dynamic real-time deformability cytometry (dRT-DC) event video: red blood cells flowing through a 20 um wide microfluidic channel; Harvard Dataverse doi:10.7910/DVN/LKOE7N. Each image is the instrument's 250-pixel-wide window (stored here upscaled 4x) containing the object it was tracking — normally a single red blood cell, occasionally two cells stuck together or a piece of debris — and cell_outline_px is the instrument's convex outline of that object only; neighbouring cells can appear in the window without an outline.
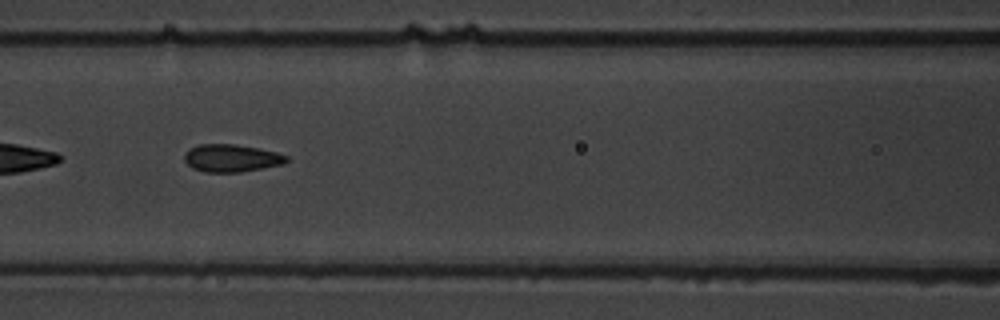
{"species": "common noctule bat (a hibernating species)", "species_latin": "Nyctalus noctula", "temperature_condition": "warm", "stored_images_in_passage": 15, "camera_frame_rate_fps": 3000, "um_per_image_px": 0.085, "animal": {"sex": "male", "body_mass_g": 19.5, "forearm_length_mm": 54.6}, "frame": {"image": 1, "passage_image": 7, "time_ms": 8.0, "image_size_px": [1000, 320], "cell_outline_px": [[288, 160], [284, 164], [240, 172], [204, 172], [192, 168], [184, 160], [184, 156], [188, 148], [200, 144], [232, 144], [256, 148], [276, 152], [288, 156]], "centroid_in_image_um": [19.65, 13.44], "position_along_channel_um": 147.0, "area_um2": 16.36}}
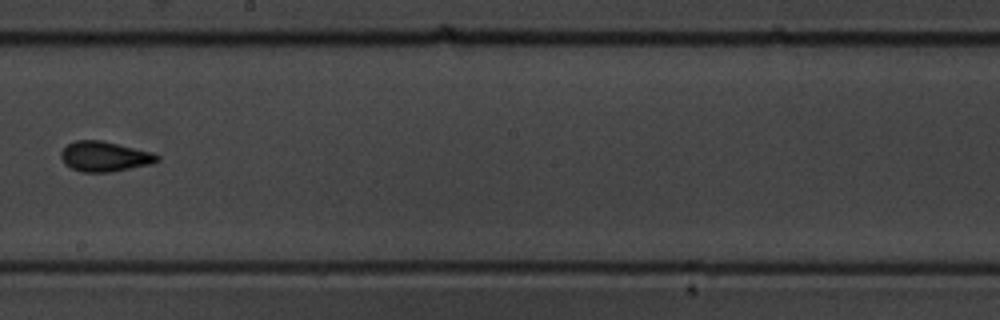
{"frame": {"image": 2, "passage_image": 9, "time_ms": 10.667, "image_size_px": [1000, 320], "cell_outline_px": [[160, 160], [152, 164], [108, 172], [80, 172], [64, 164], [60, 156], [60, 152], [68, 144], [76, 140], [104, 140], [152, 152], [160, 156]], "centroid_in_image_um": [8.89, 13.29], "position_along_channel_um": 239.3, "area_um2": 16.99}}
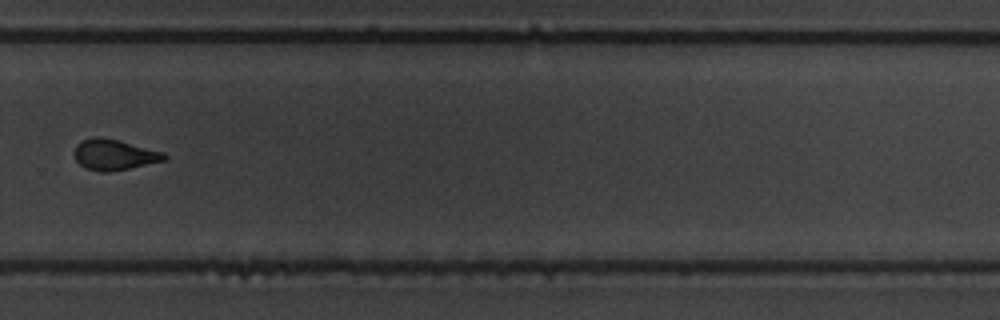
{"frame": {"image": 3, "passage_image": 11, "time_ms": 13.0, "image_size_px": [1000, 320], "cell_outline_px": [[168, 156], [164, 160], [128, 168], [108, 172], [104, 172], [88, 168], [80, 164], [76, 160], [72, 152], [76, 144], [84, 140], [96, 136], [100, 136], [120, 140], [164, 152]], "centroid_in_image_um": [9.68, 13.12], "position_along_channel_um": 320.1, "area_um2": 16.01}, "authors_computed_cell_mechanics": {"area_um2": 16.3574, "velocity_mm_per_s": 3.4654, "shape_relaxation_time_tau1_ms": 3.2139, "shape_relaxation_time_tau2_ms": 1.0533, "deformation_change_tau1": 0.1098, "deformation_change_tau2": 0.0629}}